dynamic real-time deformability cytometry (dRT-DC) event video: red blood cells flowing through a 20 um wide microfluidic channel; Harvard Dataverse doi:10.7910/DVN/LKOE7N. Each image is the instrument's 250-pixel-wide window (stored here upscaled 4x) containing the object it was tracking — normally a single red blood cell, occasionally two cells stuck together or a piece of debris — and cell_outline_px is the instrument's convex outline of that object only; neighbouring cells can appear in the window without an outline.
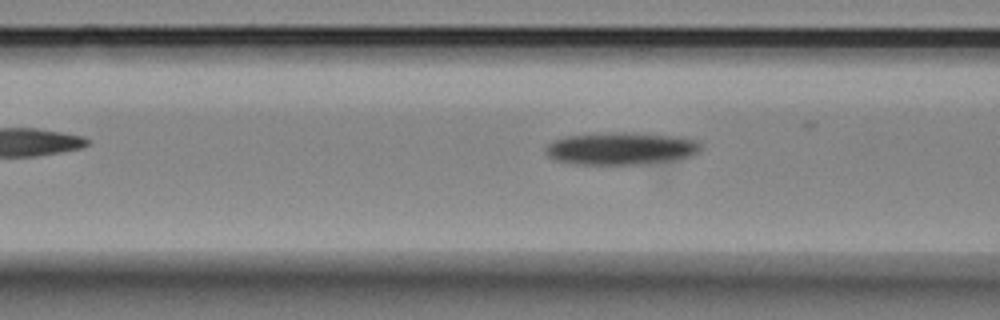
{"species": "Egyptian fruit bat (a non-hibernating species)", "species_latin": "Rousettus aegyptiacus", "temperature_condition": "room temperature", "stored_images_in_passage": 60, "camera_frame_rate_fps": 3000, "um_per_image_px": 0.085, "animal": {"sex": "female"}, "frame": {"image": 1, "passage_image": 19, "time_ms": 6.0, "image_size_px": [1000, 320], "cell_outline_px": [[700, 148], [696, 152], [688, 156], [676, 160], [660, 164], [576, 164], [556, 160], [548, 156], [544, 152], [544, 148], [552, 140], [564, 136], [624, 132], [680, 136], [696, 140], [700, 144]], "centroid_in_image_um": [52.78, 12.63], "position_along_channel_um": 113.8, "area_um2": 29.54}}